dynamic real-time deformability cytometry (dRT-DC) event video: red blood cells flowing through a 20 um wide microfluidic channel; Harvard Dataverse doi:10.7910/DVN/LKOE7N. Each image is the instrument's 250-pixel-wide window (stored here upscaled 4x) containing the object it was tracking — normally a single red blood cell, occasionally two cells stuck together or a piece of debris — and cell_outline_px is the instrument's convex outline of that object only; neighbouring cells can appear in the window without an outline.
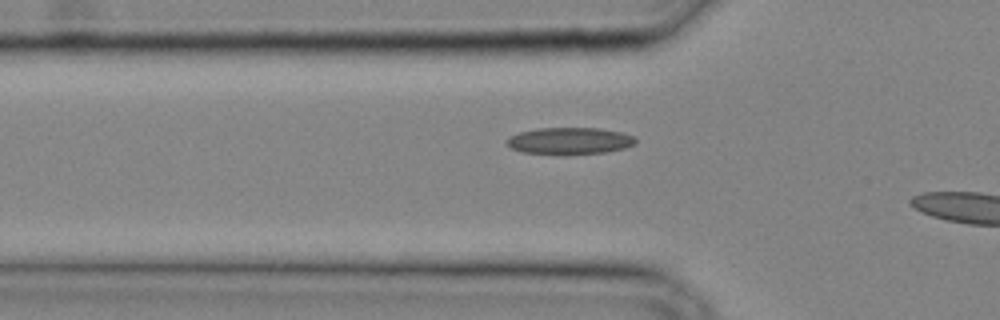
{"species": "common noctule bat (a hibernating species)", "species_latin": "Nyctalus noctula", "temperature_condition": "cold", "stored_images_in_passage": 13, "camera_frame_rate_fps": 3000, "um_per_image_px": 0.085, "animal": {"sex": "male", "body_mass_g": 20.4}, "frame": {"image": 1, "passage_image": 11, "time_ms": 3.333, "image_size_px": [1000, 320], "cell_outline_px": [[636, 144], [624, 148], [604, 152], [564, 156], [556, 156], [520, 152], [512, 148], [504, 140], [508, 136], [520, 132], [536, 128], [600, 128], [620, 132], [636, 136]], "centroid_in_image_um": [48.38, 12.0], "position_along_channel_um": 77.4, "area_um2": 20.81}}